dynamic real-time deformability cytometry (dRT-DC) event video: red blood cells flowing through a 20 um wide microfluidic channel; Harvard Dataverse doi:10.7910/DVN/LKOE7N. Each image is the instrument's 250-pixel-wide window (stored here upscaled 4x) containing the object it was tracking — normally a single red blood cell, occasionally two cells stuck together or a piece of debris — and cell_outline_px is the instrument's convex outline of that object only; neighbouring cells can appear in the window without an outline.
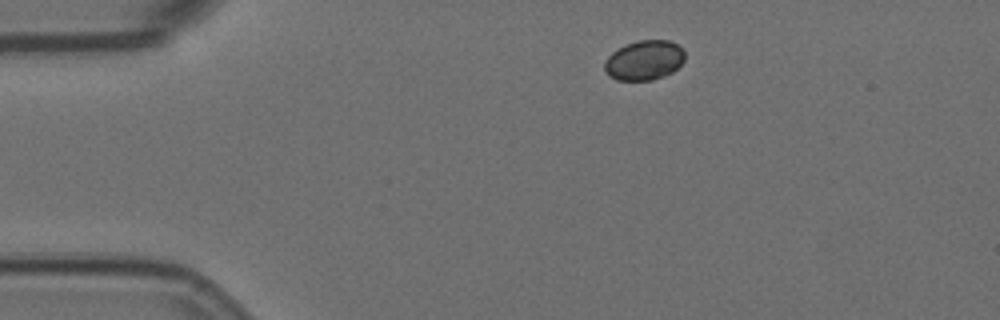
{"species": "Egyptian fruit bat (a non-hibernating species)", "species_latin": "Rousettus aegyptiacus", "temperature_condition": "room temperature", "stored_images_in_passage": 2, "camera_frame_rate_fps": 3000, "um_per_image_px": 0.085, "animal": {"sex": "female"}, "frame": {"image": 1, "passage_image": 1, "time_ms": 0.0, "image_size_px": [1000, 320], "cell_outline_px": [[684, 60], [672, 72], [664, 76], [652, 80], [616, 80], [608, 76], [604, 72], [604, 60], [612, 52], [624, 44], [636, 40], [668, 40], [676, 44], [684, 52]], "centroid_in_image_um": [54.7, 5.12], "position_along_channel_um": 30.3, "area_um2": 18.73}}
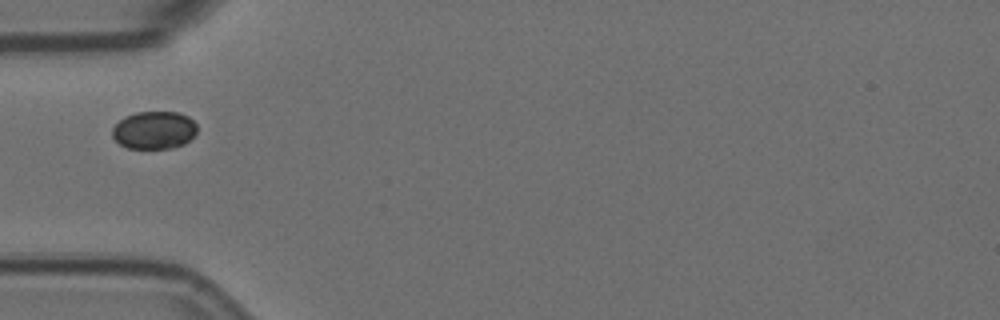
{"frame": {"image": 2, "passage_image": 2, "time_ms": 0.333, "image_size_px": [1000, 320], "cell_outline_px": [[196, 132], [184, 144], [172, 148], [128, 148], [120, 144], [112, 136], [112, 128], [124, 116], [136, 112], [180, 112], [188, 116], [196, 124]], "centroid_in_image_um": [13.09, 11.05], "position_along_channel_um": 71.9, "area_um2": 18.61}}